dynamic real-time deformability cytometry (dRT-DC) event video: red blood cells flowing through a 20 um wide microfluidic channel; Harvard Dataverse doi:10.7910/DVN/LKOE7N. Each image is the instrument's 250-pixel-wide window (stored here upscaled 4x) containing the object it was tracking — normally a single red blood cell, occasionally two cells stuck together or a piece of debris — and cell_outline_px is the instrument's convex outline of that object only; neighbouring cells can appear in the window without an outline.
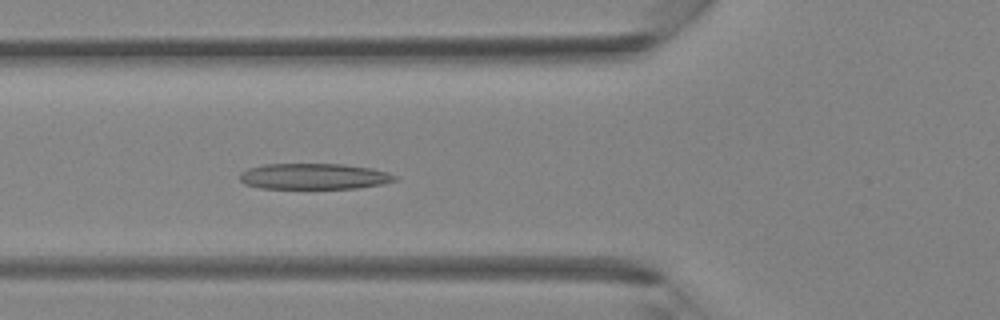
{"species": "Egyptian fruit bat (a non-hibernating species)", "species_latin": "Rousettus aegyptiacus", "temperature_condition": "room temperature", "stored_images_in_passage": 40, "camera_frame_rate_fps": 3000, "um_per_image_px": 0.085, "animal": {"sex": "female"}, "frame": {"image": 1, "passage_image": 14, "time_ms": 4.333, "image_size_px": [1000, 320], "cell_outline_px": [[400, 176], [396, 180], [384, 184], [360, 188], [260, 188], [244, 184], [240, 180], [240, 172], [248, 168], [264, 164], [344, 164], [372, 168], [388, 172]], "centroid_in_image_um": [26.73, 14.99], "position_along_channel_um": 99.1, "area_um2": 23.64}}
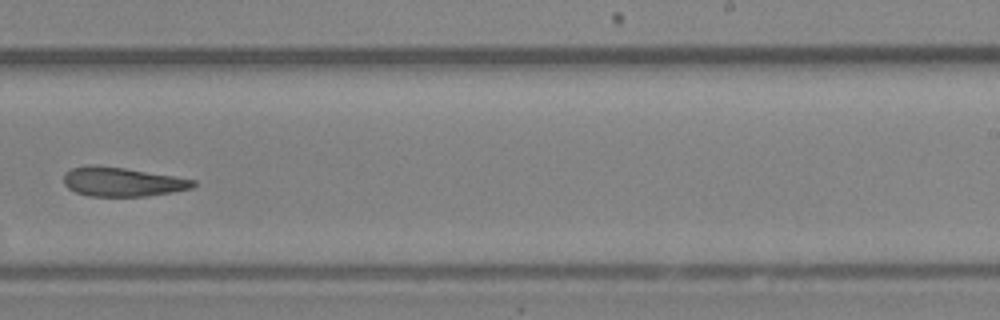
{"frame": {"image": 2, "passage_image": 25, "time_ms": 8.0, "image_size_px": [1000, 320], "cell_outline_px": [[196, 184], [192, 188], [172, 192], [148, 196], [88, 196], [76, 192], [68, 188], [64, 184], [64, 172], [72, 168], [88, 164], [124, 168], [176, 176], [196, 180]], "centroid_in_image_um": [10.38, 15.45], "position_along_channel_um": 278.6, "area_um2": 22.08}}
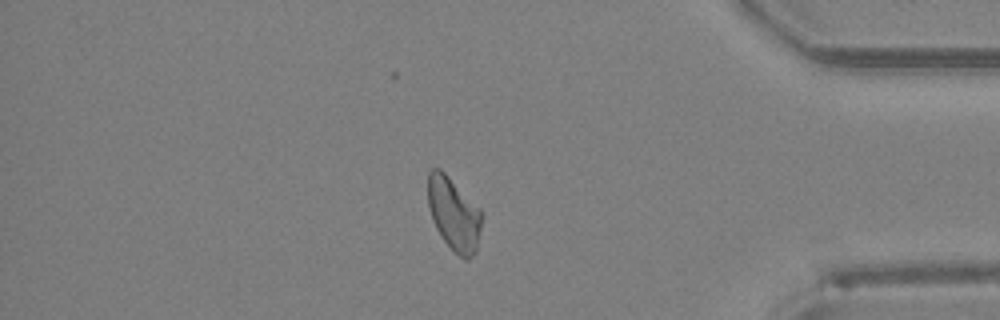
{"frame": {"image": 3, "passage_image": 34, "time_ms": 11.0, "image_size_px": [1000, 320], "cell_outline_px": [[480, 228], [476, 252], [468, 260], [464, 260], [444, 240], [436, 228], [432, 220], [428, 208], [428, 172], [432, 168], [440, 168], [480, 208]], "centroid_in_image_um": [38.55, 18.17], "position_along_channel_um": 396.7, "area_um2": 22.6}}